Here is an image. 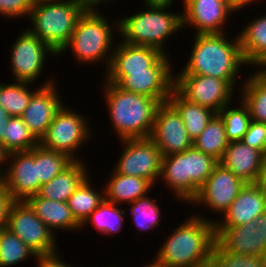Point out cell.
I'll return each instance as SVG.
<instances>
[{"label":"cell","mask_w":266,"mask_h":267,"mask_svg":"<svg viewBox=\"0 0 266 267\" xmlns=\"http://www.w3.org/2000/svg\"><path fill=\"white\" fill-rule=\"evenodd\" d=\"M193 212L168 233L154 259L167 267H208L216 244V218Z\"/></svg>","instance_id":"obj_1"},{"label":"cell","mask_w":266,"mask_h":267,"mask_svg":"<svg viewBox=\"0 0 266 267\" xmlns=\"http://www.w3.org/2000/svg\"><path fill=\"white\" fill-rule=\"evenodd\" d=\"M228 35L227 32L194 34L188 62L175 74L210 76L226 80L235 90L236 86L241 87L244 83L239 79L243 76L241 68L248 64L242 55L238 34L234 39Z\"/></svg>","instance_id":"obj_2"},{"label":"cell","mask_w":266,"mask_h":267,"mask_svg":"<svg viewBox=\"0 0 266 267\" xmlns=\"http://www.w3.org/2000/svg\"><path fill=\"white\" fill-rule=\"evenodd\" d=\"M101 84L103 101L106 102L111 121L109 123L119 141L150 137L161 103L145 95L124 91L105 79Z\"/></svg>","instance_id":"obj_3"},{"label":"cell","mask_w":266,"mask_h":267,"mask_svg":"<svg viewBox=\"0 0 266 267\" xmlns=\"http://www.w3.org/2000/svg\"><path fill=\"white\" fill-rule=\"evenodd\" d=\"M99 10H86L83 13L69 42L58 57L65 55L69 50L79 65L101 63V66L105 65L106 73L116 45L114 33L117 32L116 35L119 36V18L117 16V19H112L111 22V18L108 20Z\"/></svg>","instance_id":"obj_4"},{"label":"cell","mask_w":266,"mask_h":267,"mask_svg":"<svg viewBox=\"0 0 266 267\" xmlns=\"http://www.w3.org/2000/svg\"><path fill=\"white\" fill-rule=\"evenodd\" d=\"M218 163L192 146L184 152L162 157L159 182L162 180L173 196L175 194L177 202L190 205Z\"/></svg>","instance_id":"obj_5"},{"label":"cell","mask_w":266,"mask_h":267,"mask_svg":"<svg viewBox=\"0 0 266 267\" xmlns=\"http://www.w3.org/2000/svg\"><path fill=\"white\" fill-rule=\"evenodd\" d=\"M137 13L119 17L120 40L133 45L149 46L169 54L165 43L182 27V13L170 12L172 7L149 6ZM170 8V9H169Z\"/></svg>","instance_id":"obj_6"},{"label":"cell","mask_w":266,"mask_h":267,"mask_svg":"<svg viewBox=\"0 0 266 267\" xmlns=\"http://www.w3.org/2000/svg\"><path fill=\"white\" fill-rule=\"evenodd\" d=\"M86 10V5L76 0L35 2L26 29L59 54Z\"/></svg>","instance_id":"obj_7"},{"label":"cell","mask_w":266,"mask_h":267,"mask_svg":"<svg viewBox=\"0 0 266 267\" xmlns=\"http://www.w3.org/2000/svg\"><path fill=\"white\" fill-rule=\"evenodd\" d=\"M65 105L56 112L39 144L46 149L64 153L73 161H84L77 154L91 141L95 131L91 129L90 118Z\"/></svg>","instance_id":"obj_8"},{"label":"cell","mask_w":266,"mask_h":267,"mask_svg":"<svg viewBox=\"0 0 266 267\" xmlns=\"http://www.w3.org/2000/svg\"><path fill=\"white\" fill-rule=\"evenodd\" d=\"M37 256L58 252L54 233L36 216L26 201H13L8 210L7 226Z\"/></svg>","instance_id":"obj_9"},{"label":"cell","mask_w":266,"mask_h":267,"mask_svg":"<svg viewBox=\"0 0 266 267\" xmlns=\"http://www.w3.org/2000/svg\"><path fill=\"white\" fill-rule=\"evenodd\" d=\"M10 49L9 68L13 76L12 81L34 84L45 70V63L49 61L46 59L48 55L58 56L45 42L26 28L16 36Z\"/></svg>","instance_id":"obj_10"},{"label":"cell","mask_w":266,"mask_h":267,"mask_svg":"<svg viewBox=\"0 0 266 267\" xmlns=\"http://www.w3.org/2000/svg\"><path fill=\"white\" fill-rule=\"evenodd\" d=\"M120 143L124 148L113 170L125 176L144 178L156 186L161 173L162 154L154 141L148 137L124 139Z\"/></svg>","instance_id":"obj_11"},{"label":"cell","mask_w":266,"mask_h":267,"mask_svg":"<svg viewBox=\"0 0 266 267\" xmlns=\"http://www.w3.org/2000/svg\"><path fill=\"white\" fill-rule=\"evenodd\" d=\"M174 89L187 101L216 113L233 103L235 93L226 80L194 74H174Z\"/></svg>","instance_id":"obj_12"},{"label":"cell","mask_w":266,"mask_h":267,"mask_svg":"<svg viewBox=\"0 0 266 267\" xmlns=\"http://www.w3.org/2000/svg\"><path fill=\"white\" fill-rule=\"evenodd\" d=\"M116 39L110 66L106 72L175 71L172 68L175 65L169 54H163L159 49L153 47L128 44Z\"/></svg>","instance_id":"obj_13"},{"label":"cell","mask_w":266,"mask_h":267,"mask_svg":"<svg viewBox=\"0 0 266 267\" xmlns=\"http://www.w3.org/2000/svg\"><path fill=\"white\" fill-rule=\"evenodd\" d=\"M216 243L231 254L258 255L266 253V211L255 220L238 226H215Z\"/></svg>","instance_id":"obj_14"},{"label":"cell","mask_w":266,"mask_h":267,"mask_svg":"<svg viewBox=\"0 0 266 267\" xmlns=\"http://www.w3.org/2000/svg\"><path fill=\"white\" fill-rule=\"evenodd\" d=\"M6 172L0 183L13 201H26L37 195L41 184L37 178V146L29 151L9 153Z\"/></svg>","instance_id":"obj_15"},{"label":"cell","mask_w":266,"mask_h":267,"mask_svg":"<svg viewBox=\"0 0 266 267\" xmlns=\"http://www.w3.org/2000/svg\"><path fill=\"white\" fill-rule=\"evenodd\" d=\"M245 184L241 178L218 163L190 205H194V208L205 206V209L220 214L221 218Z\"/></svg>","instance_id":"obj_16"},{"label":"cell","mask_w":266,"mask_h":267,"mask_svg":"<svg viewBox=\"0 0 266 267\" xmlns=\"http://www.w3.org/2000/svg\"><path fill=\"white\" fill-rule=\"evenodd\" d=\"M150 138L162 157L184 152L193 146L180 114L168 101L158 106Z\"/></svg>","instance_id":"obj_17"},{"label":"cell","mask_w":266,"mask_h":267,"mask_svg":"<svg viewBox=\"0 0 266 267\" xmlns=\"http://www.w3.org/2000/svg\"><path fill=\"white\" fill-rule=\"evenodd\" d=\"M182 6V27L194 28L195 34L225 33L235 13L226 0H183Z\"/></svg>","instance_id":"obj_18"},{"label":"cell","mask_w":266,"mask_h":267,"mask_svg":"<svg viewBox=\"0 0 266 267\" xmlns=\"http://www.w3.org/2000/svg\"><path fill=\"white\" fill-rule=\"evenodd\" d=\"M175 72H106L103 73V78L124 91L145 95L164 103L174 89Z\"/></svg>","instance_id":"obj_19"},{"label":"cell","mask_w":266,"mask_h":267,"mask_svg":"<svg viewBox=\"0 0 266 267\" xmlns=\"http://www.w3.org/2000/svg\"><path fill=\"white\" fill-rule=\"evenodd\" d=\"M58 83L41 86L32 96L21 116L34 137L40 141L47 132L56 112L64 104ZM59 92V93H58Z\"/></svg>","instance_id":"obj_20"},{"label":"cell","mask_w":266,"mask_h":267,"mask_svg":"<svg viewBox=\"0 0 266 267\" xmlns=\"http://www.w3.org/2000/svg\"><path fill=\"white\" fill-rule=\"evenodd\" d=\"M219 163L245 183L266 181V156L242 141L229 142Z\"/></svg>","instance_id":"obj_21"},{"label":"cell","mask_w":266,"mask_h":267,"mask_svg":"<svg viewBox=\"0 0 266 267\" xmlns=\"http://www.w3.org/2000/svg\"><path fill=\"white\" fill-rule=\"evenodd\" d=\"M266 211V181L246 183L215 226H238L255 220Z\"/></svg>","instance_id":"obj_22"},{"label":"cell","mask_w":266,"mask_h":267,"mask_svg":"<svg viewBox=\"0 0 266 267\" xmlns=\"http://www.w3.org/2000/svg\"><path fill=\"white\" fill-rule=\"evenodd\" d=\"M26 202L55 236L59 230L80 232V224L73 217L67 202L50 200L38 194L29 197Z\"/></svg>","instance_id":"obj_23"},{"label":"cell","mask_w":266,"mask_h":267,"mask_svg":"<svg viewBox=\"0 0 266 267\" xmlns=\"http://www.w3.org/2000/svg\"><path fill=\"white\" fill-rule=\"evenodd\" d=\"M85 162L73 161L60 174L41 185L37 194L50 200L68 202L69 197L90 173L88 163Z\"/></svg>","instance_id":"obj_24"},{"label":"cell","mask_w":266,"mask_h":267,"mask_svg":"<svg viewBox=\"0 0 266 267\" xmlns=\"http://www.w3.org/2000/svg\"><path fill=\"white\" fill-rule=\"evenodd\" d=\"M241 32V33H240ZM242 55L251 68L266 67V14L250 20L238 34Z\"/></svg>","instance_id":"obj_25"},{"label":"cell","mask_w":266,"mask_h":267,"mask_svg":"<svg viewBox=\"0 0 266 267\" xmlns=\"http://www.w3.org/2000/svg\"><path fill=\"white\" fill-rule=\"evenodd\" d=\"M111 171L104 185L105 199L109 202L119 206L124 203L128 205L154 189L153 185L144 178L118 174L113 169Z\"/></svg>","instance_id":"obj_26"},{"label":"cell","mask_w":266,"mask_h":267,"mask_svg":"<svg viewBox=\"0 0 266 267\" xmlns=\"http://www.w3.org/2000/svg\"><path fill=\"white\" fill-rule=\"evenodd\" d=\"M255 71L245 77L238 88V96L248 107L252 120L266 123V69L257 68Z\"/></svg>","instance_id":"obj_27"},{"label":"cell","mask_w":266,"mask_h":267,"mask_svg":"<svg viewBox=\"0 0 266 267\" xmlns=\"http://www.w3.org/2000/svg\"><path fill=\"white\" fill-rule=\"evenodd\" d=\"M168 102L180 114L192 140H195L204 131L209 121L216 114L210 108L187 101L175 89L172 90Z\"/></svg>","instance_id":"obj_28"},{"label":"cell","mask_w":266,"mask_h":267,"mask_svg":"<svg viewBox=\"0 0 266 267\" xmlns=\"http://www.w3.org/2000/svg\"><path fill=\"white\" fill-rule=\"evenodd\" d=\"M49 78V79H48ZM38 88L31 89L33 83L14 81L0 82V105L12 116L21 117L27 108L31 96L41 87L57 82L55 77H48ZM56 80H54V79Z\"/></svg>","instance_id":"obj_29"},{"label":"cell","mask_w":266,"mask_h":267,"mask_svg":"<svg viewBox=\"0 0 266 267\" xmlns=\"http://www.w3.org/2000/svg\"><path fill=\"white\" fill-rule=\"evenodd\" d=\"M122 206H118L112 202L104 201L83 221L80 229L84 230L88 226H94L98 234L111 236L118 234L124 227V219L127 216ZM87 226V227H86ZM84 228V229H83Z\"/></svg>","instance_id":"obj_30"},{"label":"cell","mask_w":266,"mask_h":267,"mask_svg":"<svg viewBox=\"0 0 266 267\" xmlns=\"http://www.w3.org/2000/svg\"><path fill=\"white\" fill-rule=\"evenodd\" d=\"M90 175H88L74 193L68 199V207L75 220L81 225L83 221L104 201L105 188L102 190L92 186Z\"/></svg>","instance_id":"obj_31"},{"label":"cell","mask_w":266,"mask_h":267,"mask_svg":"<svg viewBox=\"0 0 266 267\" xmlns=\"http://www.w3.org/2000/svg\"><path fill=\"white\" fill-rule=\"evenodd\" d=\"M228 144L224 122L218 113L212 117L204 131L193 140V146L197 150L210 155L218 162L223 157Z\"/></svg>","instance_id":"obj_32"},{"label":"cell","mask_w":266,"mask_h":267,"mask_svg":"<svg viewBox=\"0 0 266 267\" xmlns=\"http://www.w3.org/2000/svg\"><path fill=\"white\" fill-rule=\"evenodd\" d=\"M31 258H37L31 248L8 228L0 229V267L14 266Z\"/></svg>","instance_id":"obj_33"},{"label":"cell","mask_w":266,"mask_h":267,"mask_svg":"<svg viewBox=\"0 0 266 267\" xmlns=\"http://www.w3.org/2000/svg\"><path fill=\"white\" fill-rule=\"evenodd\" d=\"M236 100H239V102L237 101L238 104L233 101L232 104L226 105L218 113L223 119L226 137L229 142L241 141L252 120L248 107L240 98ZM234 103L236 105H233Z\"/></svg>","instance_id":"obj_34"},{"label":"cell","mask_w":266,"mask_h":267,"mask_svg":"<svg viewBox=\"0 0 266 267\" xmlns=\"http://www.w3.org/2000/svg\"><path fill=\"white\" fill-rule=\"evenodd\" d=\"M149 195L148 193L146 196L140 197L127 205L131 208L130 217H132L135 229L144 233L157 229L162 218L159 206L161 204L157 203L158 201Z\"/></svg>","instance_id":"obj_35"},{"label":"cell","mask_w":266,"mask_h":267,"mask_svg":"<svg viewBox=\"0 0 266 267\" xmlns=\"http://www.w3.org/2000/svg\"><path fill=\"white\" fill-rule=\"evenodd\" d=\"M73 162L67 155L37 145V178L41 185L48 183Z\"/></svg>","instance_id":"obj_36"},{"label":"cell","mask_w":266,"mask_h":267,"mask_svg":"<svg viewBox=\"0 0 266 267\" xmlns=\"http://www.w3.org/2000/svg\"><path fill=\"white\" fill-rule=\"evenodd\" d=\"M39 141L30 132L22 117H11L4 135V148L9 152L29 151L36 147Z\"/></svg>","instance_id":"obj_37"},{"label":"cell","mask_w":266,"mask_h":267,"mask_svg":"<svg viewBox=\"0 0 266 267\" xmlns=\"http://www.w3.org/2000/svg\"><path fill=\"white\" fill-rule=\"evenodd\" d=\"M208 267H266L264 256L226 253L217 243Z\"/></svg>","instance_id":"obj_38"},{"label":"cell","mask_w":266,"mask_h":267,"mask_svg":"<svg viewBox=\"0 0 266 267\" xmlns=\"http://www.w3.org/2000/svg\"><path fill=\"white\" fill-rule=\"evenodd\" d=\"M34 3V0H0V17L13 20L28 17Z\"/></svg>","instance_id":"obj_39"},{"label":"cell","mask_w":266,"mask_h":267,"mask_svg":"<svg viewBox=\"0 0 266 267\" xmlns=\"http://www.w3.org/2000/svg\"><path fill=\"white\" fill-rule=\"evenodd\" d=\"M241 141L266 156V123L251 120L247 132Z\"/></svg>","instance_id":"obj_40"},{"label":"cell","mask_w":266,"mask_h":267,"mask_svg":"<svg viewBox=\"0 0 266 267\" xmlns=\"http://www.w3.org/2000/svg\"><path fill=\"white\" fill-rule=\"evenodd\" d=\"M35 260L37 264V265H34L35 267H72L73 266L72 264H69V263L67 264V262L64 261L63 256H61L60 254V251L54 254L37 256Z\"/></svg>","instance_id":"obj_41"},{"label":"cell","mask_w":266,"mask_h":267,"mask_svg":"<svg viewBox=\"0 0 266 267\" xmlns=\"http://www.w3.org/2000/svg\"><path fill=\"white\" fill-rule=\"evenodd\" d=\"M13 200L5 187L0 183V229L6 228L8 210Z\"/></svg>","instance_id":"obj_42"},{"label":"cell","mask_w":266,"mask_h":267,"mask_svg":"<svg viewBox=\"0 0 266 267\" xmlns=\"http://www.w3.org/2000/svg\"><path fill=\"white\" fill-rule=\"evenodd\" d=\"M11 115L0 105V143L4 145V135L6 134L8 122Z\"/></svg>","instance_id":"obj_43"},{"label":"cell","mask_w":266,"mask_h":267,"mask_svg":"<svg viewBox=\"0 0 266 267\" xmlns=\"http://www.w3.org/2000/svg\"><path fill=\"white\" fill-rule=\"evenodd\" d=\"M254 2H257V0H226V3L235 12V14H237L236 12L240 9L242 10V8L246 9V6L250 7V5Z\"/></svg>","instance_id":"obj_44"},{"label":"cell","mask_w":266,"mask_h":267,"mask_svg":"<svg viewBox=\"0 0 266 267\" xmlns=\"http://www.w3.org/2000/svg\"><path fill=\"white\" fill-rule=\"evenodd\" d=\"M8 156L9 152L4 148V145L0 143V181L6 172Z\"/></svg>","instance_id":"obj_45"},{"label":"cell","mask_w":266,"mask_h":267,"mask_svg":"<svg viewBox=\"0 0 266 267\" xmlns=\"http://www.w3.org/2000/svg\"><path fill=\"white\" fill-rule=\"evenodd\" d=\"M144 5H149V6H168V7H173V3L176 0H143ZM182 4H183V0Z\"/></svg>","instance_id":"obj_46"},{"label":"cell","mask_w":266,"mask_h":267,"mask_svg":"<svg viewBox=\"0 0 266 267\" xmlns=\"http://www.w3.org/2000/svg\"><path fill=\"white\" fill-rule=\"evenodd\" d=\"M86 5L87 10H95V0H76Z\"/></svg>","instance_id":"obj_47"},{"label":"cell","mask_w":266,"mask_h":267,"mask_svg":"<svg viewBox=\"0 0 266 267\" xmlns=\"http://www.w3.org/2000/svg\"><path fill=\"white\" fill-rule=\"evenodd\" d=\"M151 261L152 262H146V265L142 267H167L164 264L159 263L157 260H154V258Z\"/></svg>","instance_id":"obj_48"},{"label":"cell","mask_w":266,"mask_h":267,"mask_svg":"<svg viewBox=\"0 0 266 267\" xmlns=\"http://www.w3.org/2000/svg\"><path fill=\"white\" fill-rule=\"evenodd\" d=\"M116 1V0H115ZM114 1L113 0H95V10H98V7L100 6V5H105V3H107V4H112ZM103 3V4H102Z\"/></svg>","instance_id":"obj_49"},{"label":"cell","mask_w":266,"mask_h":267,"mask_svg":"<svg viewBox=\"0 0 266 267\" xmlns=\"http://www.w3.org/2000/svg\"><path fill=\"white\" fill-rule=\"evenodd\" d=\"M35 2H43V1H61V0H34Z\"/></svg>","instance_id":"obj_50"}]
</instances>
